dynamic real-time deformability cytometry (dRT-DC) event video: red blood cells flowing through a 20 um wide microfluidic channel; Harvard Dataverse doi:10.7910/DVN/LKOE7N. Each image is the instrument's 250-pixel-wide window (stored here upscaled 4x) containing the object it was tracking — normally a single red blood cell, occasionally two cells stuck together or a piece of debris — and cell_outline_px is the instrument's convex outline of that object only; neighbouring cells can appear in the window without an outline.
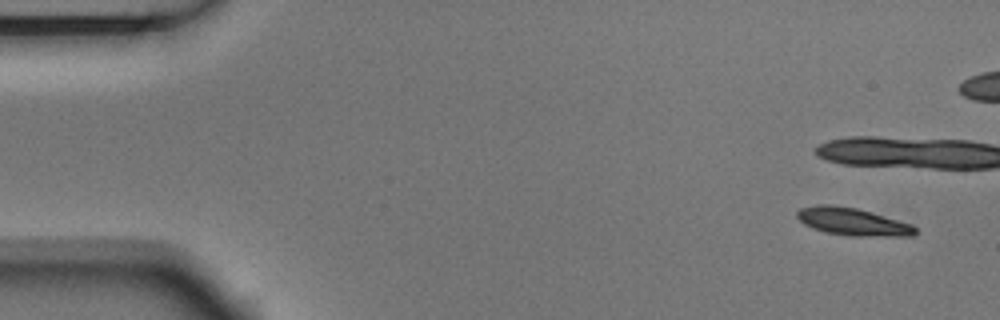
{"species": "Egyptian fruit bat (a non-hibernating species)", "species_latin": "Rousettus aegyptiacus", "temperature_condition": "room temperature", "stored_images_in_passage": 5, "camera_frame_rate_fps": 3000, "um_per_image_px": 0.085, "animal": {"sex": "male"}, "frame": {"image": 1, "passage_image": 1, "time_ms": 0.0, "image_size_px": [1000, 320], "cell_outline_px": [[916, 232], [912, 236], [848, 236], [824, 232], [812, 228], [804, 224], [796, 216], [796, 212], [800, 208], [816, 204], [828, 204], [856, 208], [912, 224], [916, 228]], "centroid_in_image_um": [72.44, 18.85], "position_along_channel_um": 12.6, "area_um2": 19.02}}